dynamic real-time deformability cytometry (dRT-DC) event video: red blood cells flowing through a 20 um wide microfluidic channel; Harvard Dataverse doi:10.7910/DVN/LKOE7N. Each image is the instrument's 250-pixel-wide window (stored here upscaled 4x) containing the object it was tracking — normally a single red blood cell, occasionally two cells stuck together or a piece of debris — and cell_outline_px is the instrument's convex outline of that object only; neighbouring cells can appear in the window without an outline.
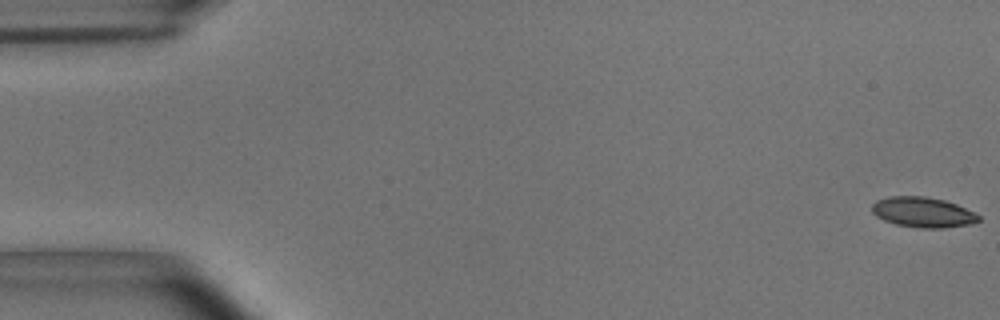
{"species": "common noctule bat (a hibernating species)", "species_latin": "Nyctalus noctula", "temperature_condition": "room temperature", "stored_images_in_passage": 54, "camera_frame_rate_fps": 3000, "um_per_image_px": 0.085, "animal": {"sex": "male", "body_mass_g": 15.6}, "frame": {"image": 1, "passage_image": 1, "time_ms": 0.0, "image_size_px": [1000, 320], "cell_outline_px": [[980, 220], [972, 224], [944, 228], [920, 228], [896, 224], [884, 220], [876, 216], [872, 212], [872, 204], [876, 200], [888, 196], [924, 196], [944, 200], [956, 204], [980, 216]], "centroid_in_image_um": [78.42, 18.04], "position_along_channel_um": 6.6, "area_um2": 18.79}}
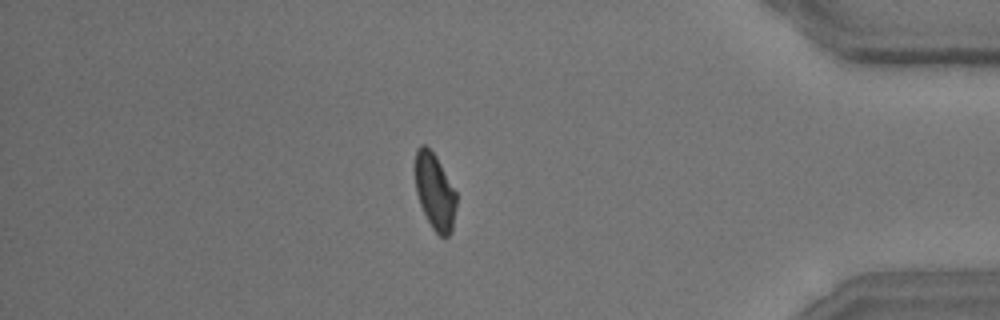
{"frame": {"image": 2, "passage_image": 47, "time_ms": 15.333, "image_size_px": [1000, 320], "cell_outline_px": [[456, 208], [452, 232], [448, 236], [440, 236], [432, 228], [420, 204], [416, 192], [412, 168], [416, 148], [420, 144], [424, 144], [436, 156], [456, 192]], "centroid_in_image_um": [36.91, 16.23], "position_along_channel_um": 398.3, "area_um2": 18.73}}
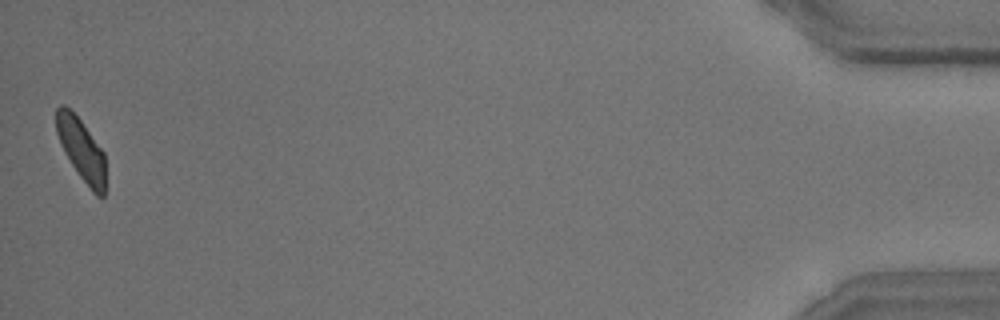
{"frame": {"image": 3, "passage_image": 54, "time_ms": 17.667, "image_size_px": [1000, 320], "cell_outline_px": [[104, 196], [96, 196], [92, 192], [80, 176], [64, 152], [60, 144], [56, 132], [56, 108], [60, 104], [64, 104], [80, 120], [104, 152]], "centroid_in_image_um": [6.89, 12.7], "position_along_channel_um": 428.3, "area_um2": 17.51}, "authors_computed_cell_mechanics": {"area_um2": 19.1896, "velocity_mm_per_s": 3.6961, "shape_relaxation_time_tau1_ms": 7.1115, "shape_relaxation_time_tau2_ms": 2.5301, "deformation_change_tau1": 0.1566, "deformation_change_tau2": 0.0903}}